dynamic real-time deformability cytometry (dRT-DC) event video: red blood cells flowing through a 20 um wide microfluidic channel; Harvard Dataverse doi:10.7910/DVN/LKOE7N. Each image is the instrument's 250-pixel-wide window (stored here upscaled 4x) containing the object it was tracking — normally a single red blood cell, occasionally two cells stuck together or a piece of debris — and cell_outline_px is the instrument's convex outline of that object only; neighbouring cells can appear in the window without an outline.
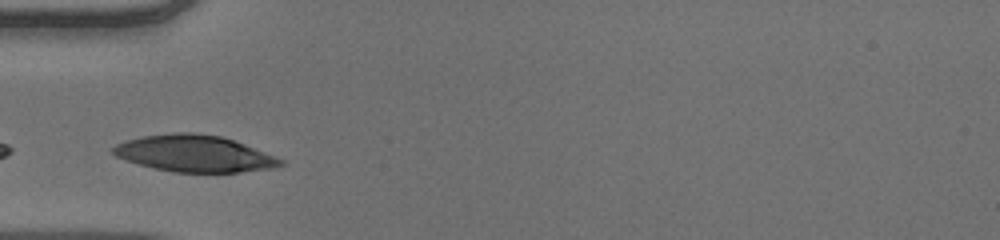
{"species": "human", "species_latin": "Homo sapiens", "temperature_condition": "warm", "stored_images_in_passage": 26, "camera_frame_rate_fps": 3000, "um_per_image_px": 0.085, "donor": {"sex": "male"}, "frame": {"image": 1, "passage_image": 1, "time_ms": 0.0, "image_size_px": [1000, 240], "cell_outline_px": [[284, 164], [272, 168], [240, 172], [176, 172], [152, 168], [116, 156], [112, 152], [112, 148], [116, 144], [128, 140], [144, 136], [176, 132], [192, 132], [220, 136], [244, 144], [276, 156], [284, 160]], "centroid_in_image_um": [16.55, 13.05], "position_along_channel_um": 68.5, "area_um2": 35.37}}
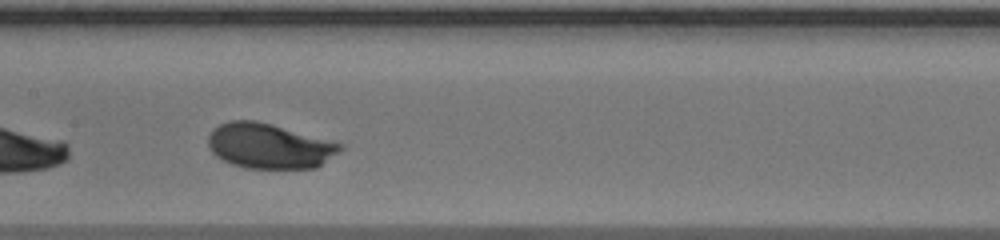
{"frame": {"image": 2, "passage_image": 10, "time_ms": 3.0, "image_size_px": [1000, 240], "cell_outline_px": [[344, 148], [316, 168], [244, 168], [220, 160], [212, 152], [208, 144], [208, 136], [212, 128], [228, 120], [256, 120], [272, 124], [344, 144]], "centroid_in_image_um": [22.85, 12.4], "position_along_channel_um": 184.5, "area_um2": 34.85}}
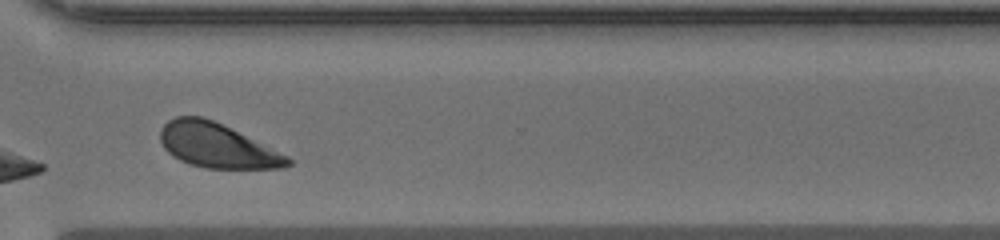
{"frame": {"image": 3, "passage_image": 23, "time_ms": 7.333, "image_size_px": [1000, 240], "cell_outline_px": [[292, 164], [284, 168], [204, 168], [188, 164], [172, 156], [164, 148], [160, 140], [160, 128], [168, 120], [176, 116], [200, 116], [212, 120], [288, 156], [292, 160]], "centroid_in_image_um": [18.4, 12.38], "position_along_channel_um": 352.2, "area_um2": 32.66}, "authors_computed_cell_mechanics": {"area_um2": 34.2465, "velocity_mm_per_s": 3.8711, "shape_relaxation_time_tau1_ms": 1.9235, "shape_relaxation_time_tau2_ms": null, "deformation_change_tau1": 0.1252, "deformation_change_tau2": null}}